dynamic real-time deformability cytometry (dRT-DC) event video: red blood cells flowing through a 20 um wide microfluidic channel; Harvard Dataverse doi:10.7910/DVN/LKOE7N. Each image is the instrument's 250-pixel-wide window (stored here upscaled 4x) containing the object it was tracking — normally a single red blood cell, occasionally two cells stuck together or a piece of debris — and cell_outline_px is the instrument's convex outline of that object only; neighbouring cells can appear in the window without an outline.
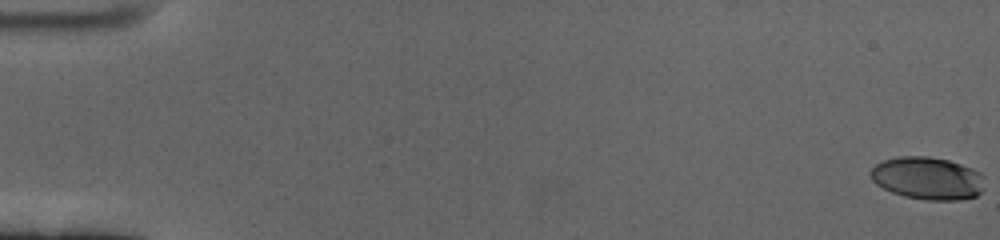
{"species": "human", "species_latin": "Homo sapiens", "temperature_condition": "cold", "stored_images_in_passage": 62, "camera_frame_rate_fps": 3000, "um_per_image_px": 0.085, "donor": {"sex": "female"}, "frame": {"image": 1, "passage_image": 1, "time_ms": 0.0, "image_size_px": [1000, 240], "cell_outline_px": [[984, 188], [976, 196], [960, 200], [928, 200], [904, 196], [892, 192], [876, 184], [872, 180], [868, 172], [876, 164], [884, 160], [900, 156], [928, 156], [948, 160], [972, 168], [980, 172]], "centroid_in_image_um": [78.82, 15.15], "position_along_channel_um": 6.2, "area_um2": 28.26}}
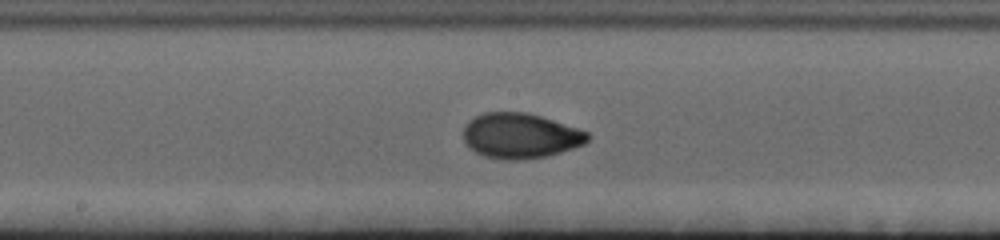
{"frame": {"image": 2, "passage_image": 34, "time_ms": 11.0, "image_size_px": [1000, 240], "cell_outline_px": [[592, 136], [584, 144], [548, 156], [520, 160], [508, 160], [484, 156], [468, 148], [464, 140], [464, 128], [468, 120], [484, 112], [528, 112], [588, 132]], "centroid_in_image_um": [44.21, 11.54], "position_along_channel_um": 204.0, "area_um2": 32.71}}
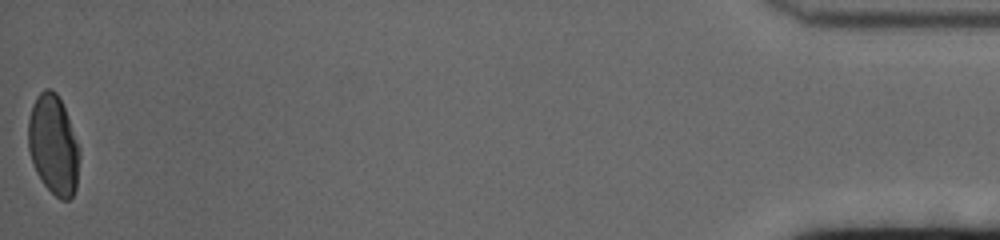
{"frame": {"image": 3, "passage_image": 62, "time_ms": 20.333, "image_size_px": [1000, 240], "cell_outline_px": [[80, 156], [76, 188], [72, 196], [68, 200], [60, 200], [44, 184], [36, 172], [28, 148], [28, 120], [32, 104], [36, 96], [44, 88], [52, 88], [56, 92], [64, 108], [80, 148]], "centroid_in_image_um": [4.54, 12.3], "position_along_channel_um": 430.7, "area_um2": 29.82}, "authors_computed_cell_mechanics": {"area_um2": 30.3161, "velocity_mm_per_s": 3.3792, "shape_relaxation_time_tau1_ms": 5.009, "shape_relaxation_time_tau2_ms": null, "deformation_change_tau1": 0.1833, "deformation_change_tau2": null}}